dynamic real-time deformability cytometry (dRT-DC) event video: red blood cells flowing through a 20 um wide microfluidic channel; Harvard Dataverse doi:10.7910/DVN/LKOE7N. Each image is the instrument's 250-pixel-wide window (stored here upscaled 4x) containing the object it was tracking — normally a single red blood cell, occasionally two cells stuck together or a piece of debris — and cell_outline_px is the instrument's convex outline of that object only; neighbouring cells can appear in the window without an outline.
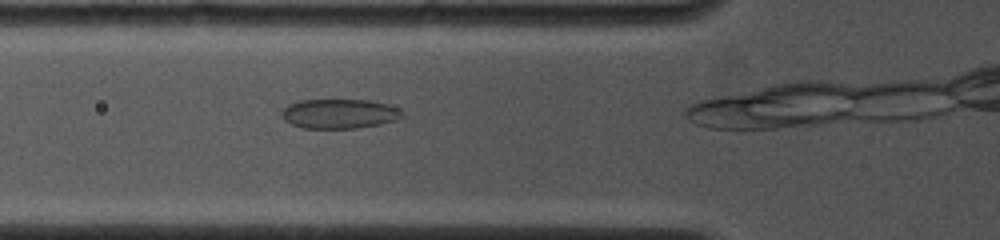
{"species": "common noctule bat (a hibernating species)", "species_latin": "Nyctalus noctula", "temperature_condition": "cold", "stored_images_in_passage": 10, "camera_frame_rate_fps": 4000, "um_per_image_px": 0.085, "animal": {"sex": "female", "body_mass_g": 19.0, "forearm_length_mm": 53.3}, "frame": {"image": 1, "passage_image": 4, "time_ms": 0.75, "image_size_px": [1000, 240], "cell_outline_px": [[404, 116], [396, 120], [380, 124], [356, 128], [300, 128], [284, 120], [280, 116], [280, 112], [288, 104], [300, 100], [368, 100], [388, 104], [404, 112]], "centroid_in_image_um": [28.82, 9.67], "position_along_channel_um": 97.0, "area_um2": 20.87}}
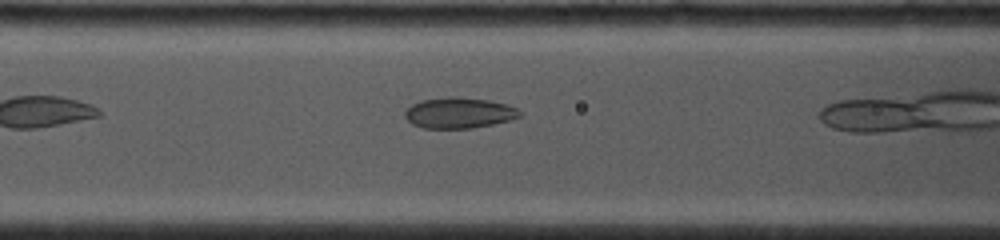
{"frame": {"image": 2, "passage_image": 7, "time_ms": 1.5, "image_size_px": [1000, 240], "cell_outline_px": [[524, 116], [512, 120], [472, 128], [424, 128], [412, 124], [404, 116], [404, 112], [412, 104], [420, 100], [448, 96], [460, 96], [488, 100], [504, 104], [516, 108]], "centroid_in_image_um": [39.01, 9.59], "position_along_channel_um": 127.6, "area_um2": 20.75}}